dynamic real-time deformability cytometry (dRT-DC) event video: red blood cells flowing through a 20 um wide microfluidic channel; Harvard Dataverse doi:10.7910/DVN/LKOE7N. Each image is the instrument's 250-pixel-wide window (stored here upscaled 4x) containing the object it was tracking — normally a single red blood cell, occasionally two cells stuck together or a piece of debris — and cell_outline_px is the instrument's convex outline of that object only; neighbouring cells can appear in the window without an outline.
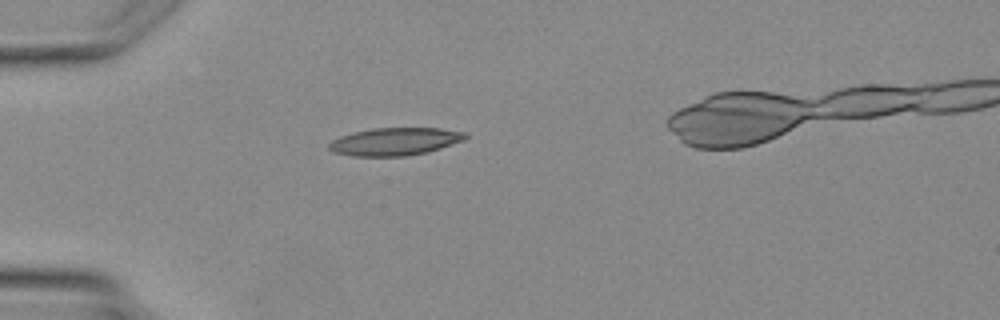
{"species": "Egyptian fruit bat (a non-hibernating species)", "species_latin": "Rousettus aegyptiacus", "temperature_condition": "warm", "stored_images_in_passage": 1, "camera_frame_rate_fps": 3000, "um_per_image_px": 0.085, "animal": {"sex": "female"}, "frame": {"image": 1, "passage_image": 1, "time_ms": 0.0, "image_size_px": [1000, 320], "cell_outline_px": [[468, 136], [464, 140], [428, 152], [404, 156], [352, 156], [332, 152], [328, 148], [328, 144], [332, 140], [340, 136], [372, 128], [440, 128], [468, 132]], "centroid_in_image_um": [33.58, 12.03], "position_along_channel_um": 51.4, "area_um2": 22.08}}